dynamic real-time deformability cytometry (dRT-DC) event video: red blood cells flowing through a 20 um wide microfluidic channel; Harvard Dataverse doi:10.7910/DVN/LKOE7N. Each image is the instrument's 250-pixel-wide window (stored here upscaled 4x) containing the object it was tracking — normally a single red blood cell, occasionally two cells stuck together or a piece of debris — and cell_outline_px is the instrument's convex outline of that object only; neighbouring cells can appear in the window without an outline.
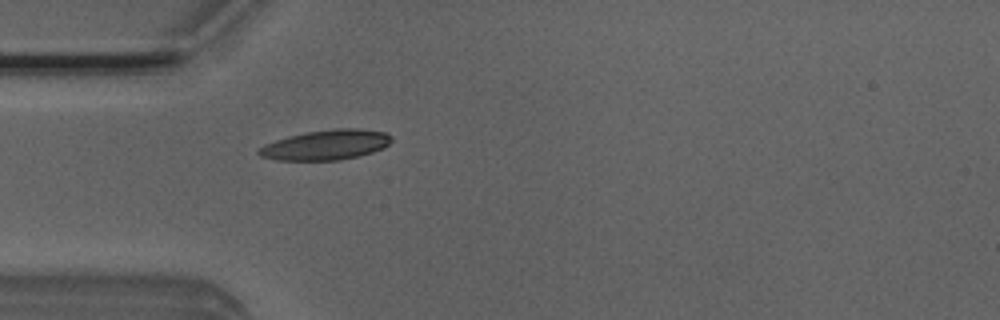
{"species": "Egyptian fruit bat (a non-hibernating species)", "species_latin": "Rousettus aegyptiacus", "temperature_condition": "room temperature", "stored_images_in_passage": 34, "camera_frame_rate_fps": 3000, "um_per_image_px": 0.085, "animal": {"sex": "male"}, "frame": {"image": 1, "passage_image": 1, "time_ms": 0.0, "image_size_px": [1000, 320], "cell_outline_px": [[392, 140], [384, 148], [372, 152], [356, 156], [336, 160], [276, 160], [260, 156], [256, 152], [264, 144], [288, 136], [308, 132], [336, 128], [360, 128], [388, 132], [392, 136]], "centroid_in_image_um": [27.73, 12.3], "position_along_channel_um": 57.3, "area_um2": 23.18}}
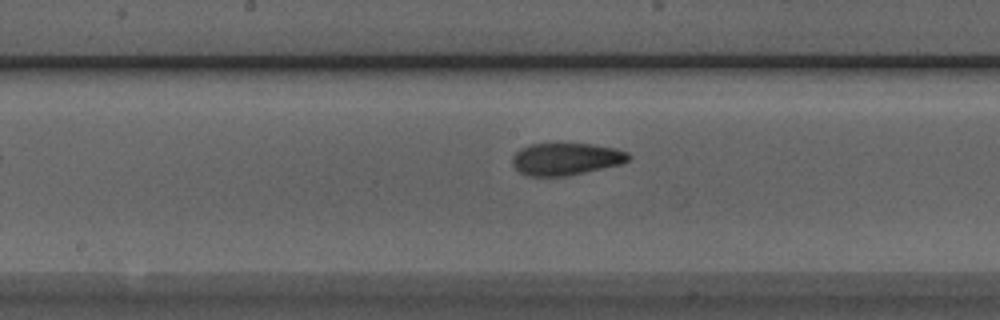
{"frame": {"image": 2, "passage_image": 12, "time_ms": 3.667, "image_size_px": [1000, 320], "cell_outline_px": [[632, 156], [628, 160], [620, 164], [568, 176], [528, 176], [520, 172], [512, 164], [512, 156], [520, 148], [528, 144], [592, 144], [616, 148], [628, 152]], "centroid_in_image_um": [48.1, 13.51], "position_along_channel_um": 200.1, "area_um2": 21.85}}
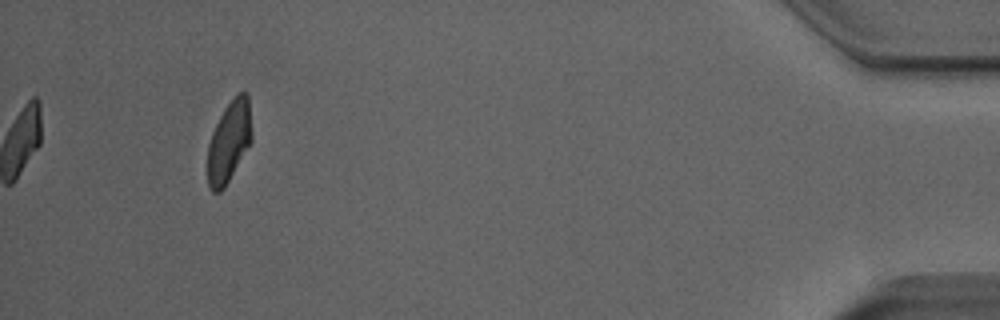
{"frame": {"image": 3, "passage_image": 34, "time_ms": 11.0, "image_size_px": [1000, 320], "cell_outline_px": [[252, 140], [224, 188], [220, 192], [212, 192], [208, 188], [208, 144], [212, 132], [224, 108], [232, 96], [236, 92], [248, 92], [252, 132]], "centroid_in_image_um": [19.47, 11.99], "position_along_channel_um": 415.7, "area_um2": 21.04}, "authors_computed_cell_mechanics": {"area_um2": 21.964, "velocity_mm_per_s": 3.9716, "shape_relaxation_time_tau1_ms": 6.4285, "shape_relaxation_time_tau2_ms": 1.8974, "deformation_change_tau1": 0.1749, "deformation_change_tau2": 0.0843}}